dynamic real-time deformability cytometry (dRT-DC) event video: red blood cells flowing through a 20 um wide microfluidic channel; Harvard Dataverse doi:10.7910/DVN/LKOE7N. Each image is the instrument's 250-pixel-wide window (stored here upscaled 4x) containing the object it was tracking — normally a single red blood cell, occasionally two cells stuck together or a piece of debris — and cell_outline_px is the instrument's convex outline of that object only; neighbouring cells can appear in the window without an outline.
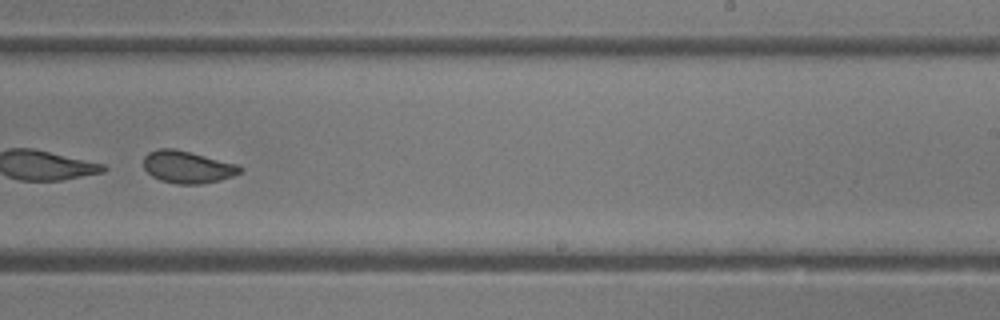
{"species": "common noctule bat (a hibernating species)", "species_latin": "Nyctalus noctula", "temperature_condition": "room temperature", "stored_images_in_passage": 32, "camera_frame_rate_fps": 3000, "um_per_image_px": 0.085, "animal": {"sex": "female"}, "frame": {"image": 1, "passage_image": 19, "time_ms": 6.0, "image_size_px": [1000, 320], "cell_outline_px": [[244, 168], [240, 172], [232, 176], [220, 180], [200, 184], [176, 184], [160, 180], [152, 176], [144, 168], [144, 156], [148, 152], [160, 148], [176, 148], [236, 164]], "centroid_in_image_um": [15.91, 14.19], "position_along_channel_um": 273.1, "area_um2": 18.09}, "authors_computed_cell_mechanics": {"area_um2": 18.5249, "velocity_mm_per_s": 4.3201, "shape_relaxation_time_tau1_ms": 0.2946, "shape_relaxation_time_tau2_ms": 0.9949, "deformation_change_tau1": 0.2962, "deformation_change_tau2": 0.0664}}